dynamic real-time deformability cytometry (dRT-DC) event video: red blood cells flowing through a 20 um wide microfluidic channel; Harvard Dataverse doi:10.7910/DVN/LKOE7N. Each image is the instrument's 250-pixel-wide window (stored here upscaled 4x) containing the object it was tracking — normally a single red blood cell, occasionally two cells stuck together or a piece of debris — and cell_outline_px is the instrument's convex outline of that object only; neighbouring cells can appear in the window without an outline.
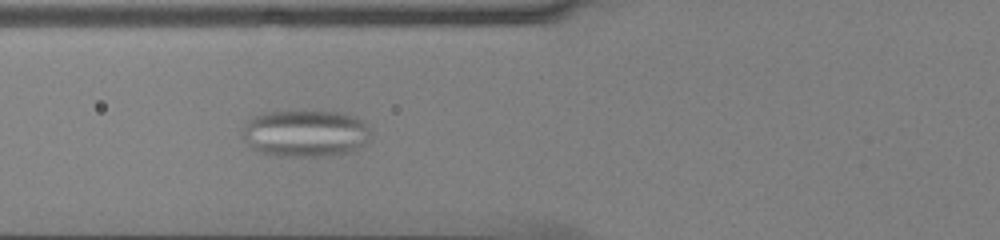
{"species": "common noctule bat (a hibernating species)", "species_latin": "Nyctalus noctula", "temperature_condition": "cold", "stored_images_in_passage": 41, "camera_frame_rate_fps": 3000, "um_per_image_px": 0.085, "animal": {"sex": "male", "body_mass_g": 13.0, "forearm_length_mm": 53.1}, "frame": {"image": 1, "passage_image": 10, "time_ms": 3.0, "image_size_px": [1000, 240], "cell_outline_px": [[372, 136], [364, 144], [352, 152], [332, 156], [276, 156], [256, 152], [248, 144], [240, 132], [248, 120], [252, 116], [264, 112], [336, 112], [352, 116], [360, 120], [372, 132]], "centroid_in_image_um": [25.93, 11.36], "position_along_channel_um": 99.9, "area_um2": 35.32}}
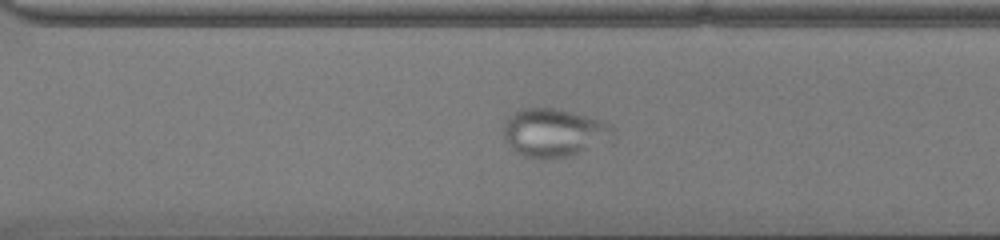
{"frame": {"image": 2, "passage_image": 27, "time_ms": 8.667, "image_size_px": [1000, 240], "cell_outline_px": [[616, 136], [568, 156], [552, 160], [544, 160], [524, 156], [516, 152], [504, 136], [504, 124], [508, 116], [512, 112], [520, 108], [552, 108], [608, 120]], "centroid_in_image_um": [47.08, 11.26], "position_along_channel_um": 323.5, "area_um2": 30.75}}
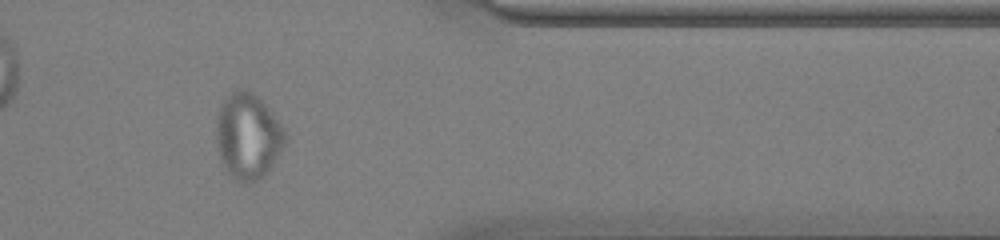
{"frame": {"image": 3, "passage_image": 33, "time_ms": 10.667, "image_size_px": [1000, 240], "cell_outline_px": [[288, 140], [268, 172], [260, 180], [248, 184], [244, 184], [236, 180], [224, 168], [216, 144], [216, 120], [220, 104], [236, 88], [248, 88], [268, 108], [284, 128], [288, 136]], "centroid_in_image_um": [21.08, 11.59], "position_along_channel_um": 390.3, "area_um2": 34.85}}